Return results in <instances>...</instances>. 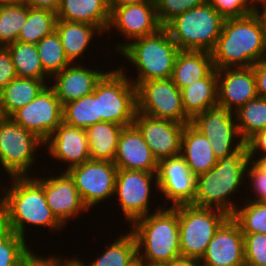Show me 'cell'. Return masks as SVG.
I'll use <instances>...</instances> for the list:
<instances>
[{
	"mask_svg": "<svg viewBox=\"0 0 266 266\" xmlns=\"http://www.w3.org/2000/svg\"><path fill=\"white\" fill-rule=\"evenodd\" d=\"M154 2V0H109V7H121L129 4Z\"/></svg>",
	"mask_w": 266,
	"mask_h": 266,
	"instance_id": "51",
	"label": "cell"
},
{
	"mask_svg": "<svg viewBox=\"0 0 266 266\" xmlns=\"http://www.w3.org/2000/svg\"><path fill=\"white\" fill-rule=\"evenodd\" d=\"M253 72L256 79L257 94L266 98V60L255 63Z\"/></svg>",
	"mask_w": 266,
	"mask_h": 266,
	"instance_id": "46",
	"label": "cell"
},
{
	"mask_svg": "<svg viewBox=\"0 0 266 266\" xmlns=\"http://www.w3.org/2000/svg\"><path fill=\"white\" fill-rule=\"evenodd\" d=\"M245 143L249 159H253L254 156L256 157L255 154H266V128L256 132Z\"/></svg>",
	"mask_w": 266,
	"mask_h": 266,
	"instance_id": "45",
	"label": "cell"
},
{
	"mask_svg": "<svg viewBox=\"0 0 266 266\" xmlns=\"http://www.w3.org/2000/svg\"><path fill=\"white\" fill-rule=\"evenodd\" d=\"M113 163L118 169L157 172L158 161L138 128L132 124L123 127Z\"/></svg>",
	"mask_w": 266,
	"mask_h": 266,
	"instance_id": "22",
	"label": "cell"
},
{
	"mask_svg": "<svg viewBox=\"0 0 266 266\" xmlns=\"http://www.w3.org/2000/svg\"><path fill=\"white\" fill-rule=\"evenodd\" d=\"M249 162L246 143L234 153L219 159L214 167L197 176L196 196L191 205L218 209L232 216L239 204H234L230 197L245 184L243 180Z\"/></svg>",
	"mask_w": 266,
	"mask_h": 266,
	"instance_id": "3",
	"label": "cell"
},
{
	"mask_svg": "<svg viewBox=\"0 0 266 266\" xmlns=\"http://www.w3.org/2000/svg\"><path fill=\"white\" fill-rule=\"evenodd\" d=\"M110 8L108 30L116 29L117 33L132 41L136 38L153 34L161 29L155 2L129 4Z\"/></svg>",
	"mask_w": 266,
	"mask_h": 266,
	"instance_id": "18",
	"label": "cell"
},
{
	"mask_svg": "<svg viewBox=\"0 0 266 266\" xmlns=\"http://www.w3.org/2000/svg\"><path fill=\"white\" fill-rule=\"evenodd\" d=\"M139 266H168V263H161V262H139Z\"/></svg>",
	"mask_w": 266,
	"mask_h": 266,
	"instance_id": "53",
	"label": "cell"
},
{
	"mask_svg": "<svg viewBox=\"0 0 266 266\" xmlns=\"http://www.w3.org/2000/svg\"><path fill=\"white\" fill-rule=\"evenodd\" d=\"M6 48L11 55L18 77L35 78L46 81L51 79L43 70L36 45L23 43L17 40L6 46Z\"/></svg>",
	"mask_w": 266,
	"mask_h": 266,
	"instance_id": "32",
	"label": "cell"
},
{
	"mask_svg": "<svg viewBox=\"0 0 266 266\" xmlns=\"http://www.w3.org/2000/svg\"><path fill=\"white\" fill-rule=\"evenodd\" d=\"M224 18L244 17L253 12L252 0H207Z\"/></svg>",
	"mask_w": 266,
	"mask_h": 266,
	"instance_id": "42",
	"label": "cell"
},
{
	"mask_svg": "<svg viewBox=\"0 0 266 266\" xmlns=\"http://www.w3.org/2000/svg\"><path fill=\"white\" fill-rule=\"evenodd\" d=\"M213 69L210 52L180 50L175 59L171 79L181 90L196 80L206 77Z\"/></svg>",
	"mask_w": 266,
	"mask_h": 266,
	"instance_id": "26",
	"label": "cell"
},
{
	"mask_svg": "<svg viewBox=\"0 0 266 266\" xmlns=\"http://www.w3.org/2000/svg\"><path fill=\"white\" fill-rule=\"evenodd\" d=\"M16 77V70L8 49L0 47V91Z\"/></svg>",
	"mask_w": 266,
	"mask_h": 266,
	"instance_id": "44",
	"label": "cell"
},
{
	"mask_svg": "<svg viewBox=\"0 0 266 266\" xmlns=\"http://www.w3.org/2000/svg\"><path fill=\"white\" fill-rule=\"evenodd\" d=\"M62 109L54 90L47 85L34 100L16 110L10 118L45 142L63 122Z\"/></svg>",
	"mask_w": 266,
	"mask_h": 266,
	"instance_id": "14",
	"label": "cell"
},
{
	"mask_svg": "<svg viewBox=\"0 0 266 266\" xmlns=\"http://www.w3.org/2000/svg\"><path fill=\"white\" fill-rule=\"evenodd\" d=\"M191 124L209 140L218 160L245 144L237 127L235 114L219 104L197 114Z\"/></svg>",
	"mask_w": 266,
	"mask_h": 266,
	"instance_id": "11",
	"label": "cell"
},
{
	"mask_svg": "<svg viewBox=\"0 0 266 266\" xmlns=\"http://www.w3.org/2000/svg\"><path fill=\"white\" fill-rule=\"evenodd\" d=\"M36 46L43 70L50 78L72 64L65 55L56 30L44 37Z\"/></svg>",
	"mask_w": 266,
	"mask_h": 266,
	"instance_id": "37",
	"label": "cell"
},
{
	"mask_svg": "<svg viewBox=\"0 0 266 266\" xmlns=\"http://www.w3.org/2000/svg\"><path fill=\"white\" fill-rule=\"evenodd\" d=\"M62 115L64 123L83 129L99 122L97 108V85L92 94L64 104Z\"/></svg>",
	"mask_w": 266,
	"mask_h": 266,
	"instance_id": "35",
	"label": "cell"
},
{
	"mask_svg": "<svg viewBox=\"0 0 266 266\" xmlns=\"http://www.w3.org/2000/svg\"><path fill=\"white\" fill-rule=\"evenodd\" d=\"M156 175L157 189L172 203L171 207L193 203L197 177L181 154L158 161Z\"/></svg>",
	"mask_w": 266,
	"mask_h": 266,
	"instance_id": "15",
	"label": "cell"
},
{
	"mask_svg": "<svg viewBox=\"0 0 266 266\" xmlns=\"http://www.w3.org/2000/svg\"><path fill=\"white\" fill-rule=\"evenodd\" d=\"M122 129L119 124L105 121L86 128L90 159L113 162Z\"/></svg>",
	"mask_w": 266,
	"mask_h": 266,
	"instance_id": "30",
	"label": "cell"
},
{
	"mask_svg": "<svg viewBox=\"0 0 266 266\" xmlns=\"http://www.w3.org/2000/svg\"><path fill=\"white\" fill-rule=\"evenodd\" d=\"M229 217L214 208L178 205L181 257L200 260L214 234Z\"/></svg>",
	"mask_w": 266,
	"mask_h": 266,
	"instance_id": "8",
	"label": "cell"
},
{
	"mask_svg": "<svg viewBox=\"0 0 266 266\" xmlns=\"http://www.w3.org/2000/svg\"><path fill=\"white\" fill-rule=\"evenodd\" d=\"M133 124L141 132L157 161L180 154L185 124L136 112Z\"/></svg>",
	"mask_w": 266,
	"mask_h": 266,
	"instance_id": "17",
	"label": "cell"
},
{
	"mask_svg": "<svg viewBox=\"0 0 266 266\" xmlns=\"http://www.w3.org/2000/svg\"><path fill=\"white\" fill-rule=\"evenodd\" d=\"M217 76L218 104L233 113L258 96L252 66L218 69Z\"/></svg>",
	"mask_w": 266,
	"mask_h": 266,
	"instance_id": "20",
	"label": "cell"
},
{
	"mask_svg": "<svg viewBox=\"0 0 266 266\" xmlns=\"http://www.w3.org/2000/svg\"><path fill=\"white\" fill-rule=\"evenodd\" d=\"M57 15L48 9H28V16L22 26L18 41L36 45L56 30Z\"/></svg>",
	"mask_w": 266,
	"mask_h": 266,
	"instance_id": "34",
	"label": "cell"
},
{
	"mask_svg": "<svg viewBox=\"0 0 266 266\" xmlns=\"http://www.w3.org/2000/svg\"><path fill=\"white\" fill-rule=\"evenodd\" d=\"M218 76L214 68L206 77L181 89L182 103L185 113L193 119L212 106L218 104Z\"/></svg>",
	"mask_w": 266,
	"mask_h": 266,
	"instance_id": "28",
	"label": "cell"
},
{
	"mask_svg": "<svg viewBox=\"0 0 266 266\" xmlns=\"http://www.w3.org/2000/svg\"><path fill=\"white\" fill-rule=\"evenodd\" d=\"M154 209L129 225L137 242L138 262L168 263L181 256L178 206Z\"/></svg>",
	"mask_w": 266,
	"mask_h": 266,
	"instance_id": "4",
	"label": "cell"
},
{
	"mask_svg": "<svg viewBox=\"0 0 266 266\" xmlns=\"http://www.w3.org/2000/svg\"><path fill=\"white\" fill-rule=\"evenodd\" d=\"M46 82V83H45ZM49 82L35 78L16 77L0 91L1 109L5 117L24 107L47 86Z\"/></svg>",
	"mask_w": 266,
	"mask_h": 266,
	"instance_id": "29",
	"label": "cell"
},
{
	"mask_svg": "<svg viewBox=\"0 0 266 266\" xmlns=\"http://www.w3.org/2000/svg\"><path fill=\"white\" fill-rule=\"evenodd\" d=\"M106 73L100 70L87 68L81 63H74L54 74L50 81H55L50 87L54 90L61 105L78 100L94 92L97 83Z\"/></svg>",
	"mask_w": 266,
	"mask_h": 266,
	"instance_id": "23",
	"label": "cell"
},
{
	"mask_svg": "<svg viewBox=\"0 0 266 266\" xmlns=\"http://www.w3.org/2000/svg\"><path fill=\"white\" fill-rule=\"evenodd\" d=\"M61 171L63 173L57 176L32 177L43 187L48 207L64 226L70 219L89 210L84 205L73 179L66 171Z\"/></svg>",
	"mask_w": 266,
	"mask_h": 266,
	"instance_id": "16",
	"label": "cell"
},
{
	"mask_svg": "<svg viewBox=\"0 0 266 266\" xmlns=\"http://www.w3.org/2000/svg\"><path fill=\"white\" fill-rule=\"evenodd\" d=\"M137 112L157 119H167L180 124L191 123L185 113L181 90L171 78L156 79L136 86Z\"/></svg>",
	"mask_w": 266,
	"mask_h": 266,
	"instance_id": "10",
	"label": "cell"
},
{
	"mask_svg": "<svg viewBox=\"0 0 266 266\" xmlns=\"http://www.w3.org/2000/svg\"><path fill=\"white\" fill-rule=\"evenodd\" d=\"M65 171L73 179L88 210L115 193L118 168L112 161L90 159Z\"/></svg>",
	"mask_w": 266,
	"mask_h": 266,
	"instance_id": "12",
	"label": "cell"
},
{
	"mask_svg": "<svg viewBox=\"0 0 266 266\" xmlns=\"http://www.w3.org/2000/svg\"><path fill=\"white\" fill-rule=\"evenodd\" d=\"M123 66L108 70L97 83L99 122H112L123 127L133 124L137 112L136 86L126 77ZM125 73V74H124Z\"/></svg>",
	"mask_w": 266,
	"mask_h": 266,
	"instance_id": "7",
	"label": "cell"
},
{
	"mask_svg": "<svg viewBox=\"0 0 266 266\" xmlns=\"http://www.w3.org/2000/svg\"><path fill=\"white\" fill-rule=\"evenodd\" d=\"M245 266H266V234L243 233Z\"/></svg>",
	"mask_w": 266,
	"mask_h": 266,
	"instance_id": "40",
	"label": "cell"
},
{
	"mask_svg": "<svg viewBox=\"0 0 266 266\" xmlns=\"http://www.w3.org/2000/svg\"><path fill=\"white\" fill-rule=\"evenodd\" d=\"M158 19L165 26L174 17L200 6L207 0H154Z\"/></svg>",
	"mask_w": 266,
	"mask_h": 266,
	"instance_id": "41",
	"label": "cell"
},
{
	"mask_svg": "<svg viewBox=\"0 0 266 266\" xmlns=\"http://www.w3.org/2000/svg\"><path fill=\"white\" fill-rule=\"evenodd\" d=\"M168 266H201V264L198 259L180 256L168 262Z\"/></svg>",
	"mask_w": 266,
	"mask_h": 266,
	"instance_id": "50",
	"label": "cell"
},
{
	"mask_svg": "<svg viewBox=\"0 0 266 266\" xmlns=\"http://www.w3.org/2000/svg\"><path fill=\"white\" fill-rule=\"evenodd\" d=\"M199 262L201 266H245L244 235L231 216L214 234Z\"/></svg>",
	"mask_w": 266,
	"mask_h": 266,
	"instance_id": "19",
	"label": "cell"
},
{
	"mask_svg": "<svg viewBox=\"0 0 266 266\" xmlns=\"http://www.w3.org/2000/svg\"><path fill=\"white\" fill-rule=\"evenodd\" d=\"M30 7L21 1L0 2V47L18 40Z\"/></svg>",
	"mask_w": 266,
	"mask_h": 266,
	"instance_id": "33",
	"label": "cell"
},
{
	"mask_svg": "<svg viewBox=\"0 0 266 266\" xmlns=\"http://www.w3.org/2000/svg\"><path fill=\"white\" fill-rule=\"evenodd\" d=\"M224 18L208 2L170 20L164 27L180 50L212 52Z\"/></svg>",
	"mask_w": 266,
	"mask_h": 266,
	"instance_id": "6",
	"label": "cell"
},
{
	"mask_svg": "<svg viewBox=\"0 0 266 266\" xmlns=\"http://www.w3.org/2000/svg\"><path fill=\"white\" fill-rule=\"evenodd\" d=\"M214 68L251 67L266 60V36L258 17L224 19L221 34L211 52Z\"/></svg>",
	"mask_w": 266,
	"mask_h": 266,
	"instance_id": "2",
	"label": "cell"
},
{
	"mask_svg": "<svg viewBox=\"0 0 266 266\" xmlns=\"http://www.w3.org/2000/svg\"><path fill=\"white\" fill-rule=\"evenodd\" d=\"M153 181L157 186L156 172L118 169L114 195L119 198L124 220L129 224L150 213Z\"/></svg>",
	"mask_w": 266,
	"mask_h": 266,
	"instance_id": "13",
	"label": "cell"
},
{
	"mask_svg": "<svg viewBox=\"0 0 266 266\" xmlns=\"http://www.w3.org/2000/svg\"><path fill=\"white\" fill-rule=\"evenodd\" d=\"M258 4H260L263 7L260 12V8L258 7ZM253 13L258 17L260 24L262 26V29L266 36V0H257L254 2L253 6Z\"/></svg>",
	"mask_w": 266,
	"mask_h": 266,
	"instance_id": "49",
	"label": "cell"
},
{
	"mask_svg": "<svg viewBox=\"0 0 266 266\" xmlns=\"http://www.w3.org/2000/svg\"><path fill=\"white\" fill-rule=\"evenodd\" d=\"M115 49L137 68V77L131 80L135 86L145 81L171 78L180 51L164 26L129 43H118Z\"/></svg>",
	"mask_w": 266,
	"mask_h": 266,
	"instance_id": "5",
	"label": "cell"
},
{
	"mask_svg": "<svg viewBox=\"0 0 266 266\" xmlns=\"http://www.w3.org/2000/svg\"><path fill=\"white\" fill-rule=\"evenodd\" d=\"M180 154L196 177L210 170L218 161L209 140L191 123L184 126Z\"/></svg>",
	"mask_w": 266,
	"mask_h": 266,
	"instance_id": "25",
	"label": "cell"
},
{
	"mask_svg": "<svg viewBox=\"0 0 266 266\" xmlns=\"http://www.w3.org/2000/svg\"><path fill=\"white\" fill-rule=\"evenodd\" d=\"M22 266H58V256L54 257L48 256H39L36 253H33Z\"/></svg>",
	"mask_w": 266,
	"mask_h": 266,
	"instance_id": "47",
	"label": "cell"
},
{
	"mask_svg": "<svg viewBox=\"0 0 266 266\" xmlns=\"http://www.w3.org/2000/svg\"><path fill=\"white\" fill-rule=\"evenodd\" d=\"M48 154L70 167L90 160L86 131L62 122L44 142Z\"/></svg>",
	"mask_w": 266,
	"mask_h": 266,
	"instance_id": "21",
	"label": "cell"
},
{
	"mask_svg": "<svg viewBox=\"0 0 266 266\" xmlns=\"http://www.w3.org/2000/svg\"><path fill=\"white\" fill-rule=\"evenodd\" d=\"M10 179L9 187H1V226L21 237L26 224L62 231L65 226L52 214L42 186L31 175Z\"/></svg>",
	"mask_w": 266,
	"mask_h": 266,
	"instance_id": "1",
	"label": "cell"
},
{
	"mask_svg": "<svg viewBox=\"0 0 266 266\" xmlns=\"http://www.w3.org/2000/svg\"><path fill=\"white\" fill-rule=\"evenodd\" d=\"M25 3L30 8L34 9H48L53 12H57L60 0H19Z\"/></svg>",
	"mask_w": 266,
	"mask_h": 266,
	"instance_id": "48",
	"label": "cell"
},
{
	"mask_svg": "<svg viewBox=\"0 0 266 266\" xmlns=\"http://www.w3.org/2000/svg\"><path fill=\"white\" fill-rule=\"evenodd\" d=\"M39 146L43 147L44 142L10 117L0 121V164L7 176H29Z\"/></svg>",
	"mask_w": 266,
	"mask_h": 266,
	"instance_id": "9",
	"label": "cell"
},
{
	"mask_svg": "<svg viewBox=\"0 0 266 266\" xmlns=\"http://www.w3.org/2000/svg\"><path fill=\"white\" fill-rule=\"evenodd\" d=\"M257 157H259L257 159ZM255 159H250V161L263 173H266V154H260Z\"/></svg>",
	"mask_w": 266,
	"mask_h": 266,
	"instance_id": "52",
	"label": "cell"
},
{
	"mask_svg": "<svg viewBox=\"0 0 266 266\" xmlns=\"http://www.w3.org/2000/svg\"><path fill=\"white\" fill-rule=\"evenodd\" d=\"M56 32L59 34L61 44L68 60L74 64L78 58L83 57L88 50L93 35L104 33L97 27L88 23L57 20Z\"/></svg>",
	"mask_w": 266,
	"mask_h": 266,
	"instance_id": "27",
	"label": "cell"
},
{
	"mask_svg": "<svg viewBox=\"0 0 266 266\" xmlns=\"http://www.w3.org/2000/svg\"><path fill=\"white\" fill-rule=\"evenodd\" d=\"M248 203V204H247ZM231 216L240 226L242 233L266 234V202L247 201Z\"/></svg>",
	"mask_w": 266,
	"mask_h": 266,
	"instance_id": "39",
	"label": "cell"
},
{
	"mask_svg": "<svg viewBox=\"0 0 266 266\" xmlns=\"http://www.w3.org/2000/svg\"><path fill=\"white\" fill-rule=\"evenodd\" d=\"M241 138L246 142L251 136L266 128V98L255 97L234 112Z\"/></svg>",
	"mask_w": 266,
	"mask_h": 266,
	"instance_id": "36",
	"label": "cell"
},
{
	"mask_svg": "<svg viewBox=\"0 0 266 266\" xmlns=\"http://www.w3.org/2000/svg\"><path fill=\"white\" fill-rule=\"evenodd\" d=\"M251 165V166H250ZM246 177L251 181L252 191L255 198L247 201L266 202V173L261 172L251 161L248 163Z\"/></svg>",
	"mask_w": 266,
	"mask_h": 266,
	"instance_id": "43",
	"label": "cell"
},
{
	"mask_svg": "<svg viewBox=\"0 0 266 266\" xmlns=\"http://www.w3.org/2000/svg\"><path fill=\"white\" fill-rule=\"evenodd\" d=\"M4 114L2 112V109H1V103H0V121L4 118Z\"/></svg>",
	"mask_w": 266,
	"mask_h": 266,
	"instance_id": "54",
	"label": "cell"
},
{
	"mask_svg": "<svg viewBox=\"0 0 266 266\" xmlns=\"http://www.w3.org/2000/svg\"><path fill=\"white\" fill-rule=\"evenodd\" d=\"M7 1H19V0H0V2H7Z\"/></svg>",
	"mask_w": 266,
	"mask_h": 266,
	"instance_id": "56",
	"label": "cell"
},
{
	"mask_svg": "<svg viewBox=\"0 0 266 266\" xmlns=\"http://www.w3.org/2000/svg\"><path fill=\"white\" fill-rule=\"evenodd\" d=\"M25 237L0 226V266H22L34 253Z\"/></svg>",
	"mask_w": 266,
	"mask_h": 266,
	"instance_id": "38",
	"label": "cell"
},
{
	"mask_svg": "<svg viewBox=\"0 0 266 266\" xmlns=\"http://www.w3.org/2000/svg\"><path fill=\"white\" fill-rule=\"evenodd\" d=\"M57 20L88 23L104 35L110 21L109 0H60Z\"/></svg>",
	"mask_w": 266,
	"mask_h": 266,
	"instance_id": "24",
	"label": "cell"
},
{
	"mask_svg": "<svg viewBox=\"0 0 266 266\" xmlns=\"http://www.w3.org/2000/svg\"><path fill=\"white\" fill-rule=\"evenodd\" d=\"M125 233L107 245L95 261L86 264L78 257L76 259L82 266H134L138 262L137 242L131 230Z\"/></svg>",
	"mask_w": 266,
	"mask_h": 266,
	"instance_id": "31",
	"label": "cell"
},
{
	"mask_svg": "<svg viewBox=\"0 0 266 266\" xmlns=\"http://www.w3.org/2000/svg\"><path fill=\"white\" fill-rule=\"evenodd\" d=\"M0 226H1V197H0Z\"/></svg>",
	"mask_w": 266,
	"mask_h": 266,
	"instance_id": "55",
	"label": "cell"
}]
</instances>
